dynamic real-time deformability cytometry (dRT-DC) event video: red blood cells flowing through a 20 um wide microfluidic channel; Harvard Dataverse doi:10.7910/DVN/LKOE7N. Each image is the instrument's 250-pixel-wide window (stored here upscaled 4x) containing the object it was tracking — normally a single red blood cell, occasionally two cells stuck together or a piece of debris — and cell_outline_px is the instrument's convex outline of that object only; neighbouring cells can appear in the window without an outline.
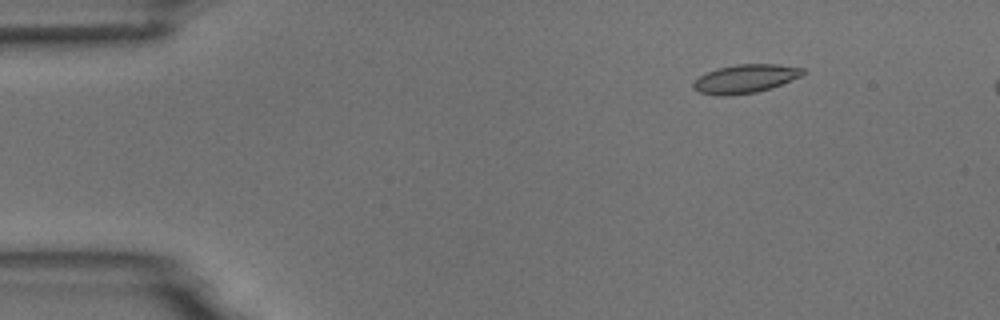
{"species": "common noctule bat (a hibernating species)", "species_latin": "Nyctalus noctula", "temperature_condition": "room temperature", "stored_images_in_passage": 5, "camera_frame_rate_fps": 3000, "um_per_image_px": 0.085, "animal": {"sex": "male", "body_mass_g": 18.8}, "frame": {"image": 1, "passage_image": 2, "time_ms": 2.0, "image_size_px": [1000, 320], "cell_outline_px": [[808, 72], [800, 76], [772, 88], [756, 92], [728, 96], [720, 96], [700, 92], [692, 88], [692, 84], [700, 76], [716, 68], [736, 64], [780, 64], [804, 68]], "centroid_in_image_um": [63.37, 6.69], "position_along_channel_um": 21.6, "area_um2": 18.32}}